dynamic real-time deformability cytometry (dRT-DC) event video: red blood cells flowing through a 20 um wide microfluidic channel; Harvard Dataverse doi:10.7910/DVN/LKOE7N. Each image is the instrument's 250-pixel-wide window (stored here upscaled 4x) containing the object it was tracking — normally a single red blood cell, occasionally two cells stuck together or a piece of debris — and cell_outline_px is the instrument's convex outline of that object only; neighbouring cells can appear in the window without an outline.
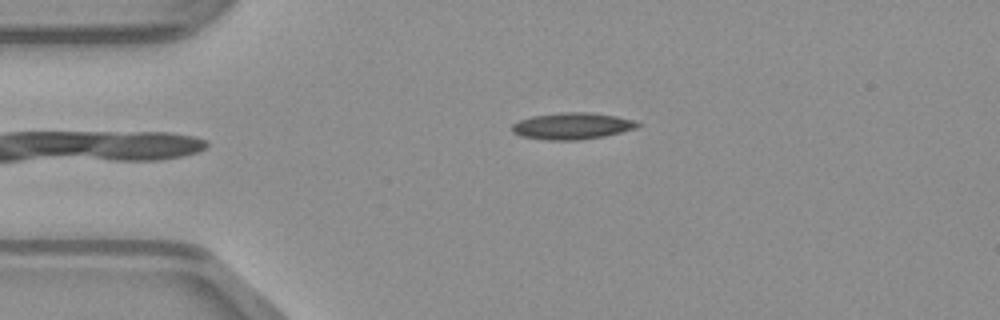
{"species": "common noctule bat (a hibernating species)", "species_latin": "Nyctalus noctula", "temperature_condition": "warm", "stored_images_in_passage": 34, "camera_frame_rate_fps": 3000, "um_per_image_px": 0.085, "animal": {"sex": "male", "body_mass_g": 23.1, "forearm_length_mm": 52.7}, "frame": {"image": 1, "passage_image": 1, "time_ms": 0.0, "image_size_px": [1000, 320], "cell_outline_px": [[640, 124], [636, 128], [604, 136], [580, 140], [544, 140], [520, 136], [512, 132], [512, 124], [520, 120], [532, 116], [560, 112], [588, 112], [616, 116], [632, 120]], "centroid_in_image_um": [48.58, 10.71], "position_along_channel_um": 36.4, "area_um2": 19.42}}
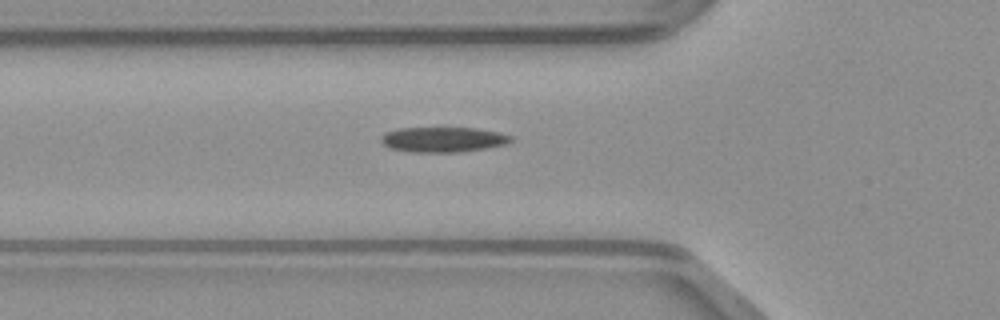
{"frame": {"image": 2, "passage_image": 7, "time_ms": 2.0, "image_size_px": [1000, 320], "cell_outline_px": [[512, 140], [508, 144], [484, 148], [456, 152], [408, 152], [388, 148], [380, 140], [380, 136], [384, 132], [400, 128], [476, 128], [500, 132], [512, 136]], "centroid_in_image_um": [37.63, 11.86], "position_along_channel_um": 88.2, "area_um2": 19.13}}
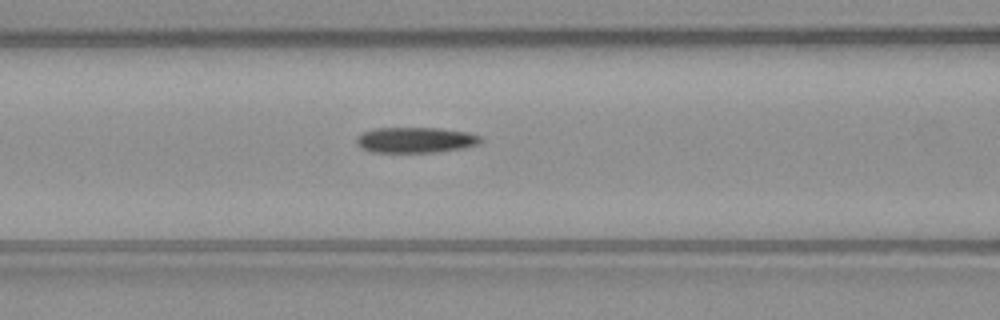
{"frame": {"image": 3, "passage_image": 10, "time_ms": 3.0, "image_size_px": [1000, 320], "cell_outline_px": [[484, 140], [476, 144], [464, 148], [436, 152], [372, 152], [364, 148], [356, 140], [356, 136], [364, 132], [376, 128], [440, 128], [468, 132], [480, 136]], "centroid_in_image_um": [35.36, 11.89], "position_along_channel_um": 131.2, "area_um2": 18.38}}